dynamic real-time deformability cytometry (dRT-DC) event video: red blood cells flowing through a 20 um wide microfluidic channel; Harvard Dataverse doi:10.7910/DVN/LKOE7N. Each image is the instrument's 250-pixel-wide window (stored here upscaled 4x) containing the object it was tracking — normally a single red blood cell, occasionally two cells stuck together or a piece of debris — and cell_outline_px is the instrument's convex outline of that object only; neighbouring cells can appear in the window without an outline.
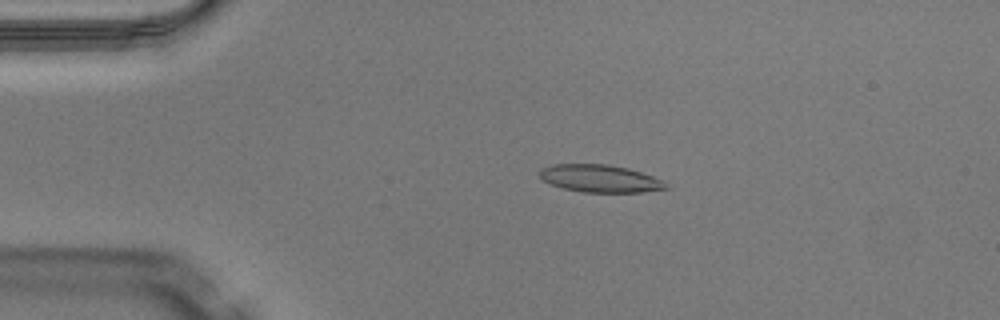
{"species": "Egyptian fruit bat (a non-hibernating species)", "species_latin": "Rousettus aegyptiacus", "temperature_condition": "warm", "stored_images_in_passage": 47, "camera_frame_rate_fps": 3000, "um_per_image_px": 0.085, "animal": {"sex": "male"}, "frame": {"image": 1, "passage_image": 8, "time_ms": 2.333, "image_size_px": [1000, 320], "cell_outline_px": [[668, 188], [644, 192], [584, 192], [564, 188], [540, 180], [540, 168], [552, 164], [608, 164], [628, 168], [664, 180]], "centroid_in_image_um": [50.99, 15.17], "position_along_channel_um": 34.0, "area_um2": 20.23}}
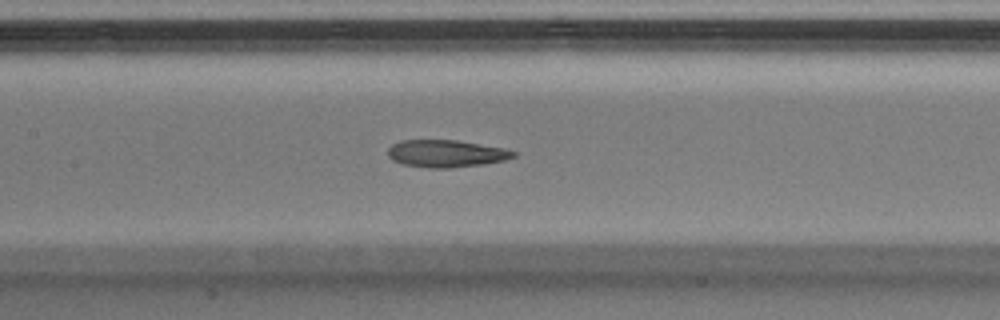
{"frame": {"image": 2, "passage_image": 21, "time_ms": 6.667, "image_size_px": [1000, 320], "cell_outline_px": [[516, 156], [504, 160], [484, 164], [448, 168], [428, 168], [404, 164], [392, 160], [388, 156], [388, 148], [392, 144], [400, 140], [456, 140], [504, 148], [516, 152]], "centroid_in_image_um": [37.9, 13.05], "position_along_channel_um": 169.5, "area_um2": 19.94}}
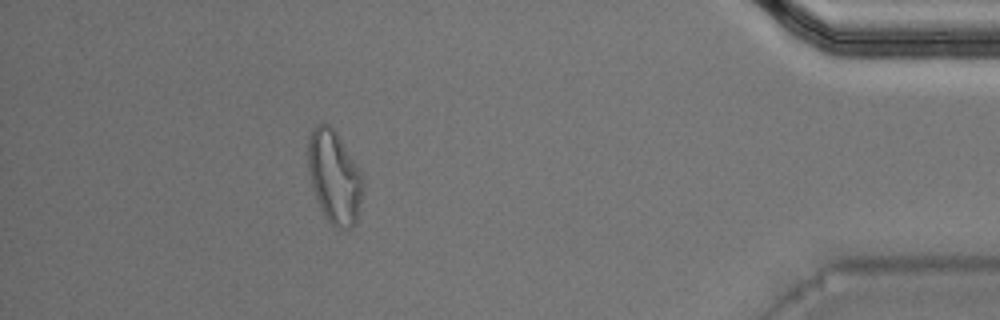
{"frame": {"image": 3, "passage_image": 42, "time_ms": 13.667, "image_size_px": [1000, 320], "cell_outline_px": [[364, 188], [356, 224], [352, 228], [336, 228], [324, 216], [320, 208], [312, 188], [308, 168], [308, 136], [316, 124], [328, 124], [336, 132], [356, 164], [364, 180]], "centroid_in_image_um": [28.42, 15.07], "position_along_channel_um": 406.8, "area_um2": 29.77}, "authors_computed_cell_mechanics": {"area_um2": 20.6346, "velocity_mm_per_s": 4.0943, "shape_relaxation_time_tau1_ms": null, "shape_relaxation_time_tau2_ms": 4.5725, "deformation_change_tau1": null, "deformation_change_tau2": 0.1488}}